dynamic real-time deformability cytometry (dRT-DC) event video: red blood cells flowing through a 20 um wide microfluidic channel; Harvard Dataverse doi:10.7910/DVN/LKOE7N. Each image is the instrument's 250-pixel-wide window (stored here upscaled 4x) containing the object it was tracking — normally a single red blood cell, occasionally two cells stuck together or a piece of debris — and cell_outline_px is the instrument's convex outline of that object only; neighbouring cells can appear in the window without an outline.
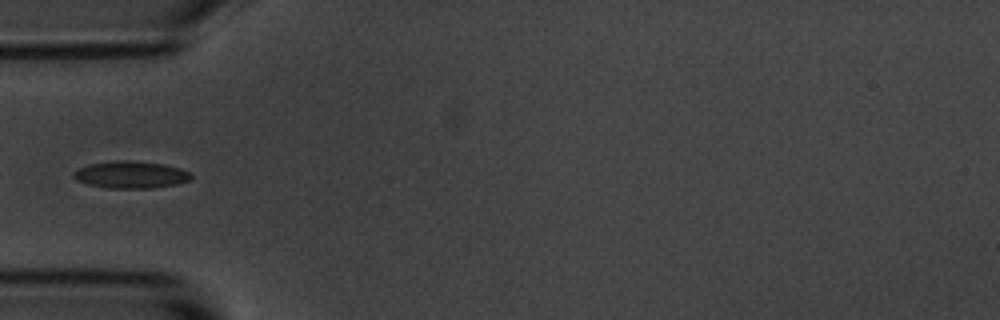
{"species": "common noctule bat (a hibernating species)", "species_latin": "Nyctalus noctula", "temperature_condition": "room temperature", "stored_images_in_passage": 5, "camera_frame_rate_fps": 3000, "um_per_image_px": 0.085, "animal": {"sex": "male", "body_mass_g": 20.1, "forearm_length_mm": 53.5}, "frame": {"image": 1, "passage_image": 5, "time_ms": 4.667, "image_size_px": [1000, 320], "cell_outline_px": [[192, 180], [176, 184], [152, 188], [108, 188], [88, 184], [76, 180], [72, 176], [72, 172], [88, 164], [112, 160], [128, 160], [164, 164], [180, 168], [188, 172], [192, 176]], "centroid_in_image_um": [11.1, 14.84], "position_along_channel_um": 73.9, "area_um2": 18.67}}